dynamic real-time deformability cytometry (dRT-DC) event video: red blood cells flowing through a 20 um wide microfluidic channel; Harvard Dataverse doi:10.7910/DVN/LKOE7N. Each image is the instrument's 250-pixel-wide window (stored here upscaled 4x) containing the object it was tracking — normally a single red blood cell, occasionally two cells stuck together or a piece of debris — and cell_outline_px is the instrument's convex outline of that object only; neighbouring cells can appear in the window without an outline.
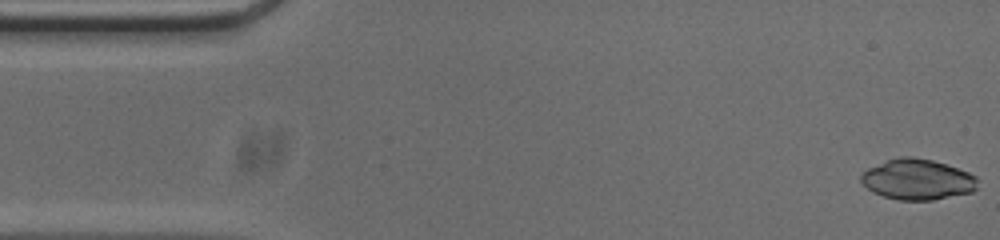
{"species": "common noctule bat (a hibernating species)", "species_latin": "Nyctalus noctula", "temperature_condition": "cold", "stored_images_in_passage": 52, "camera_frame_rate_fps": 3000, "um_per_image_px": 0.085, "animal": {"sex": "male", "body_mass_g": 20.0, "forearm_length_mm": 53.3}, "frame": {"image": 1, "passage_image": 1, "time_ms": 0.0, "image_size_px": [1000, 240], "cell_outline_px": [[976, 188], [972, 192], [932, 200], [896, 200], [872, 192], [860, 180], [860, 172], [868, 168], [888, 160], [900, 156], [912, 156], [932, 160], [968, 172], [976, 176]], "centroid_in_image_um": [77.95, 15.25], "position_along_channel_um": 7.1, "area_um2": 27.46}}